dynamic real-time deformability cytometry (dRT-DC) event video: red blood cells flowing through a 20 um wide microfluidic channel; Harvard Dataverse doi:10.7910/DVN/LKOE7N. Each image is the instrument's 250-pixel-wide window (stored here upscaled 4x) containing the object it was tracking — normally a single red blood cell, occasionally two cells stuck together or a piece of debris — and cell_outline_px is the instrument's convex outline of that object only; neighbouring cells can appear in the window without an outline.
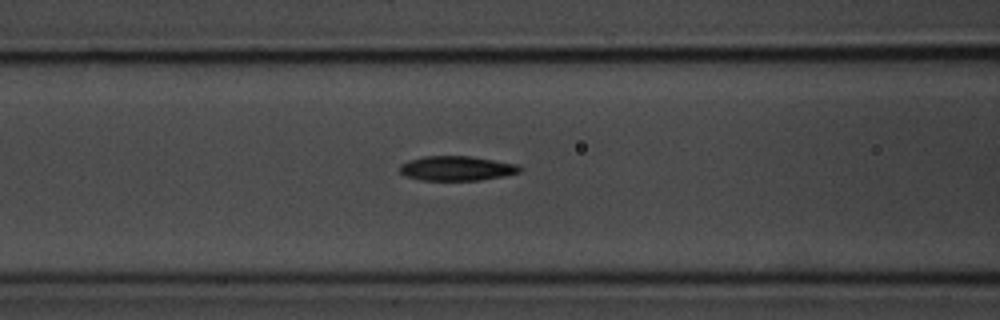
{"species": "common noctule bat (a hibernating species)", "species_latin": "Nyctalus noctula", "temperature_condition": "room temperature", "stored_images_in_passage": 14, "camera_frame_rate_fps": 3000, "um_per_image_px": 0.085, "animal": {"sex": "male", "body_mass_g": 20.1, "forearm_length_mm": 53.5}, "frame": {"image": 1, "passage_image": 12, "time_ms": 3.667, "image_size_px": [1000, 320], "cell_outline_px": [[524, 168], [520, 172], [504, 176], [480, 180], [420, 180], [404, 176], [400, 172], [400, 164], [408, 160], [424, 156], [472, 156], [520, 164]], "centroid_in_image_um": [38.85, 14.3], "position_along_channel_um": 127.7, "area_um2": 17.51}}